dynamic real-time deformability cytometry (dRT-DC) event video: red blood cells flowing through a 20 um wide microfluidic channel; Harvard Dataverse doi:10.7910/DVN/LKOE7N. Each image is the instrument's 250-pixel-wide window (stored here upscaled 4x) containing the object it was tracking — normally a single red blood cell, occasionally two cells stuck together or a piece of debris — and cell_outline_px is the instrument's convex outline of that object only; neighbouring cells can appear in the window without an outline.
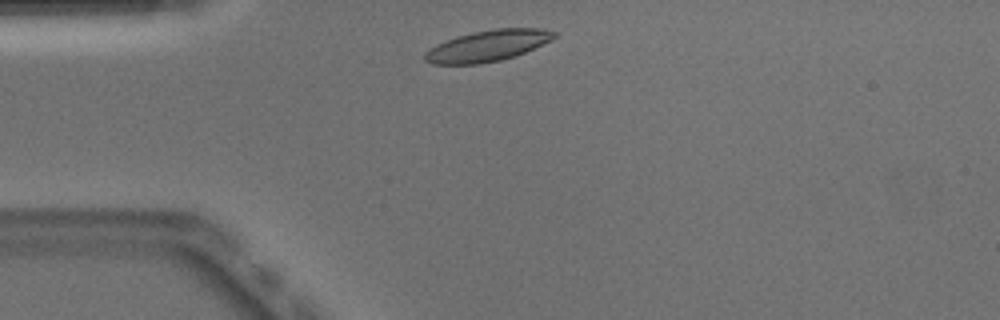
{"species": "Egyptian fruit bat (a non-hibernating species)", "species_latin": "Rousettus aegyptiacus", "temperature_condition": "warm", "stored_images_in_passage": 40, "camera_frame_rate_fps": 3000, "um_per_image_px": 0.085, "animal": {"sex": "male"}, "frame": {"image": 1, "passage_image": 2, "time_ms": 0.333, "image_size_px": [1000, 320], "cell_outline_px": [[556, 36], [552, 40], [516, 56], [500, 60], [480, 64], [432, 64], [424, 60], [424, 52], [436, 44], [472, 32], [496, 28], [536, 28], [556, 32]], "centroid_in_image_um": [41.44, 3.9], "position_along_channel_um": 43.6, "area_um2": 23.35}}
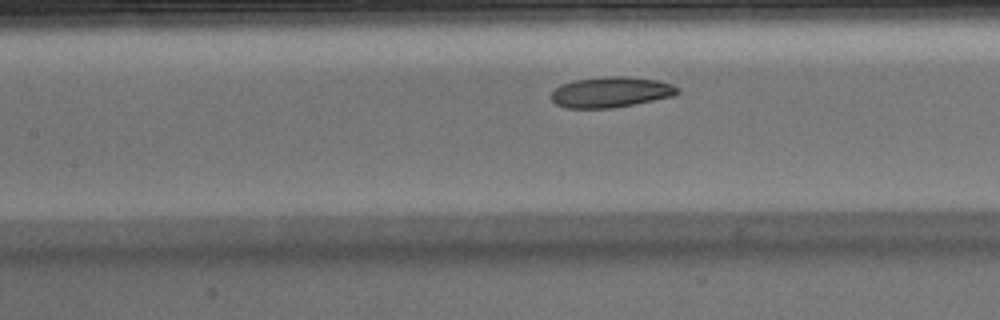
{"frame": {"image": 2, "passage_image": 12, "time_ms": 3.667, "image_size_px": [1000, 320], "cell_outline_px": [[680, 92], [672, 96], [612, 108], [564, 108], [556, 104], [552, 100], [552, 92], [560, 84], [576, 80], [608, 76], [624, 76], [656, 80], [672, 84], [680, 88]], "centroid_in_image_um": [51.91, 7.83], "position_along_channel_um": 155.5, "area_um2": 22.31}}
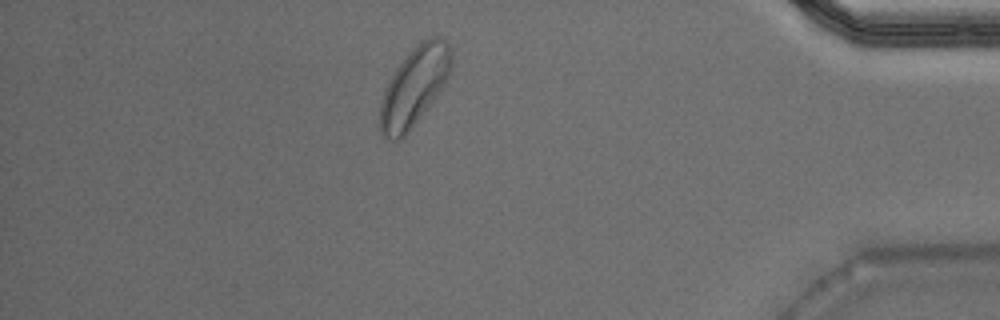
{"frame": {"image": 3, "passage_image": 34, "time_ms": 11.0, "image_size_px": [1000, 320], "cell_outline_px": [[452, 64], [448, 76], [440, 92], [408, 132], [400, 140], [384, 140], [380, 132], [380, 100], [396, 68], [412, 48], [416, 44], [428, 36], [436, 36], [448, 40], [452, 56]], "centroid_in_image_um": [35.22, 7.35], "position_along_channel_um": 400.0, "area_um2": 32.77}, "authors_computed_cell_mechanics": {"area_um2": 23.1778, "velocity_mm_per_s": 3.8944, "shape_relaxation_time_tau1_ms": 3.4935, "shape_relaxation_time_tau2_ms": 3.3183, "deformation_change_tau1": 0.0911, "deformation_change_tau2": 0.097}}